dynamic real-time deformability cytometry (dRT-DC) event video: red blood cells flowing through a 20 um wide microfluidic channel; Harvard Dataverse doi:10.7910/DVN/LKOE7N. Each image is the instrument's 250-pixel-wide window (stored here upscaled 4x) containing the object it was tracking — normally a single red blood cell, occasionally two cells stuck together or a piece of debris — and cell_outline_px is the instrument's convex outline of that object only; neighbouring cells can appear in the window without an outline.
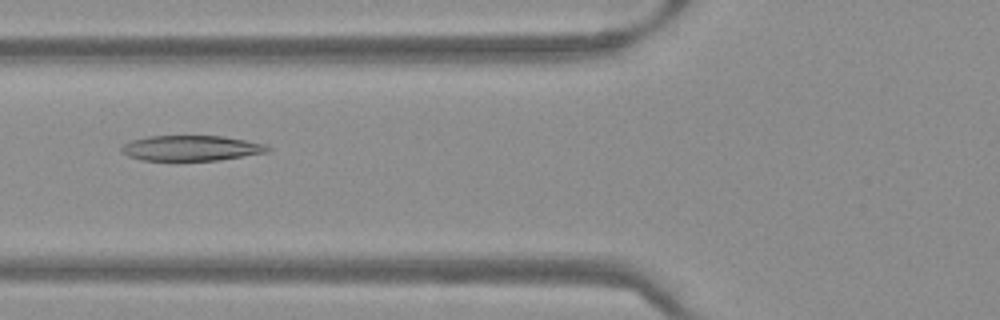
{"species": "Egyptian fruit bat (a non-hibernating species)", "species_latin": "Rousettus aegyptiacus", "temperature_condition": "warm", "stored_images_in_passage": 37, "camera_frame_rate_fps": 3000, "um_per_image_px": 0.085, "frame": {"image": 1, "passage_image": 6, "time_ms": 1.667, "image_size_px": [1000, 320], "cell_outline_px": [[272, 148], [268, 152], [220, 160], [140, 160], [128, 156], [120, 152], [120, 148], [124, 144], [132, 140], [148, 136], [224, 136], [264, 144]], "centroid_in_image_um": [16.23, 12.59], "position_along_channel_um": 109.6, "area_um2": 21.56}}
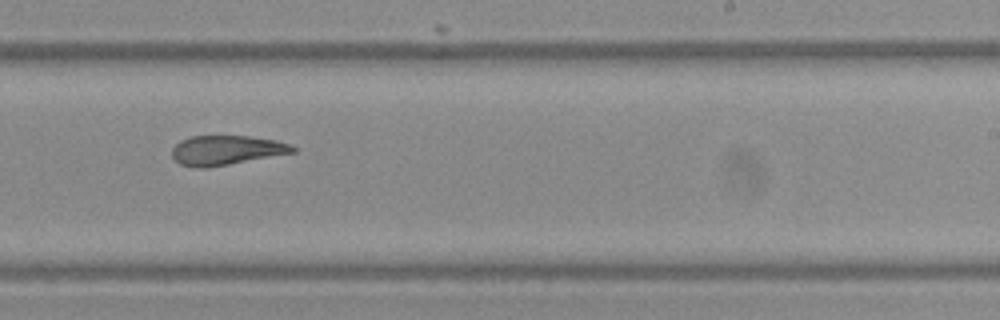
{"frame": {"image": 2, "passage_image": 18, "time_ms": 5.667, "image_size_px": [1000, 320], "cell_outline_px": [[296, 152], [228, 164], [204, 168], [196, 168], [180, 164], [172, 156], [172, 148], [180, 140], [188, 136], [248, 136], [276, 140], [288, 144], [296, 148]], "centroid_in_image_um": [19.2, 12.76], "position_along_channel_um": 269.8, "area_um2": 20.63}}
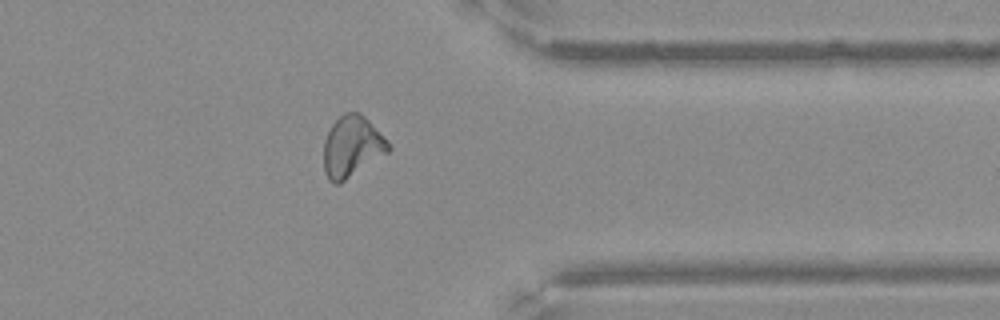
{"frame": {"image": 3, "passage_image": 27, "time_ms": 8.667, "image_size_px": [1000, 320], "cell_outline_px": [[392, 148], [388, 152], [340, 184], [332, 184], [328, 180], [324, 172], [324, 140], [332, 124], [344, 112], [360, 112], [388, 140]], "centroid_in_image_um": [29.91, 12.48], "position_along_channel_um": 381.5, "area_um2": 23.12}}